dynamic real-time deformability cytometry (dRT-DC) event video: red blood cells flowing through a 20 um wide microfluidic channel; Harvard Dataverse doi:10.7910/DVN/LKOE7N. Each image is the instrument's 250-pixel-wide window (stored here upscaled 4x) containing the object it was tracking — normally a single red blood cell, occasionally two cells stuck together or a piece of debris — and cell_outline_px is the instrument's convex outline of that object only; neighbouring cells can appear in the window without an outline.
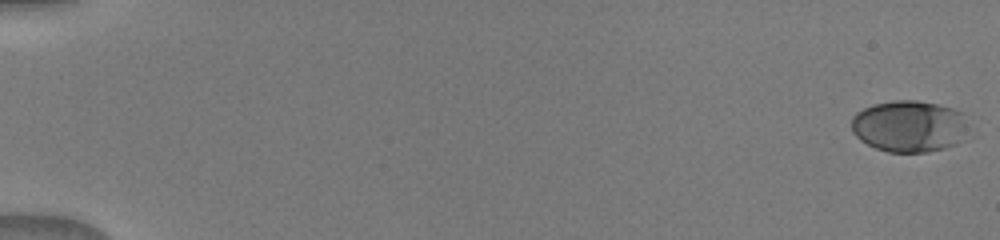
{"species": "human", "species_latin": "Homo sapiens", "temperature_condition": "warm", "stored_images_in_passage": 51, "camera_frame_rate_fps": 3000, "um_per_image_px": 0.085, "donor": {"sex": "male"}, "frame": {"image": 1, "passage_image": 1, "time_ms": 0.0, "image_size_px": [1000, 240], "cell_outline_px": [[960, 124], [956, 144], [944, 148], [928, 152], [888, 152], [876, 148], [860, 140], [852, 132], [852, 116], [856, 112], [872, 104], [892, 100], [916, 100], [936, 104], [952, 108], [960, 112]], "centroid_in_image_um": [77.1, 10.72], "position_along_channel_um": 7.9, "area_um2": 34.1}}
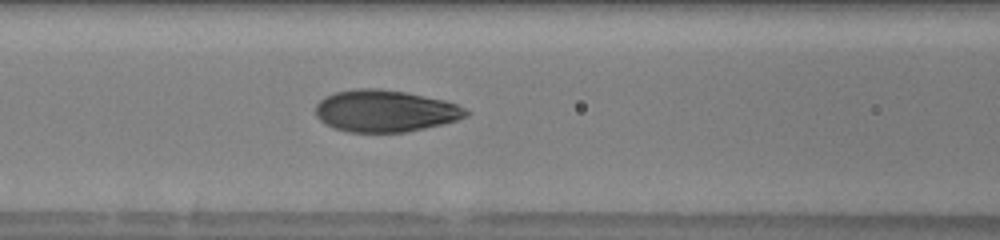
{"frame": {"image": 2, "passage_image": 24, "time_ms": 7.667, "image_size_px": [1000, 240], "cell_outline_px": [[472, 112], [468, 116], [456, 120], [424, 128], [404, 132], [348, 132], [324, 124], [316, 116], [316, 104], [324, 96], [336, 92], [356, 88], [380, 88], [404, 92], [444, 100], [456, 104]], "centroid_in_image_um": [32.72, 9.43], "position_along_channel_um": 133.9, "area_um2": 36.65}}
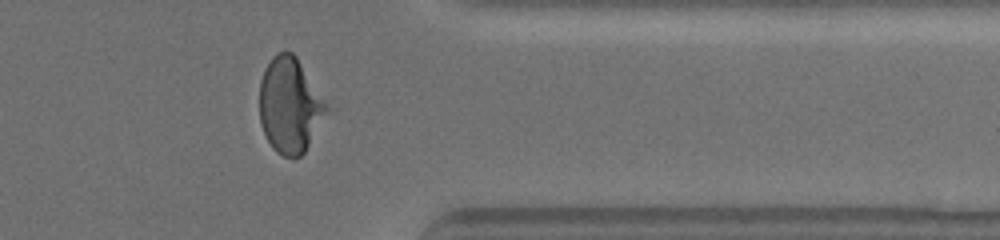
{"frame": {"image": 3, "passage_image": 43, "time_ms": 14.0, "image_size_px": [1000, 240], "cell_outline_px": [[336, 108], [304, 152], [300, 156], [284, 156], [276, 152], [272, 148], [260, 124], [260, 80], [264, 68], [272, 56], [276, 52], [292, 52], [296, 56]], "centroid_in_image_um": [24.76, 8.93], "position_along_channel_um": 386.6, "area_um2": 39.02}}